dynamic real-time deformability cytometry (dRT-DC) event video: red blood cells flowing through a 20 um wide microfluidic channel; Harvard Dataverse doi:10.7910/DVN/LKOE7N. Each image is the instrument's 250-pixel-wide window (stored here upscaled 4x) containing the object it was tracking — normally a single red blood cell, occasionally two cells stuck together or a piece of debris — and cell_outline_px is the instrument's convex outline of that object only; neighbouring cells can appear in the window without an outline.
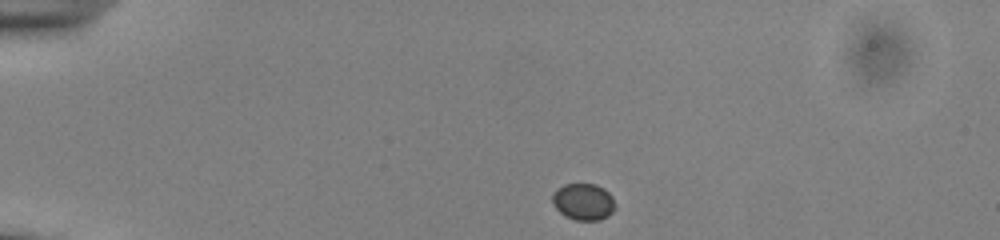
{"species": "common noctule bat (a hibernating species)", "species_latin": "Nyctalus noctula", "temperature_condition": "cold", "stored_images_in_passage": 43, "camera_frame_rate_fps": 3000, "um_per_image_px": 0.085, "animal": {"sex": "male", "body_mass_g": 13.0, "forearm_length_mm": 53.1}, "frame": {"image": 1, "passage_image": 1, "time_ms": 0.0, "image_size_px": [1000, 240], "cell_outline_px": [[616, 208], [608, 216], [600, 220], [576, 220], [564, 216], [556, 208], [552, 200], [552, 192], [556, 188], [564, 184], [596, 184], [604, 188], [612, 196], [616, 204]], "centroid_in_image_um": [49.6, 17.14], "position_along_channel_um": 35.4, "area_um2": 13.64}}
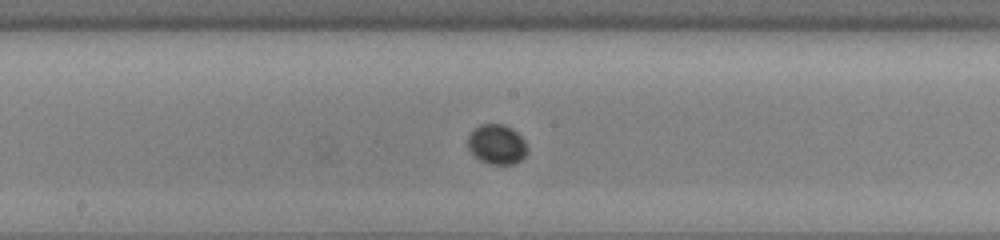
{"frame": {"image": 2, "passage_image": 19, "time_ms": 6.0, "image_size_px": [1000, 240], "cell_outline_px": [[528, 152], [516, 164], [488, 164], [480, 160], [468, 148], [468, 136], [472, 128], [480, 124], [504, 124], [512, 128], [528, 144]], "centroid_in_image_um": [42.24, 12.26], "position_along_channel_um": 206.0, "area_um2": 13.99}}
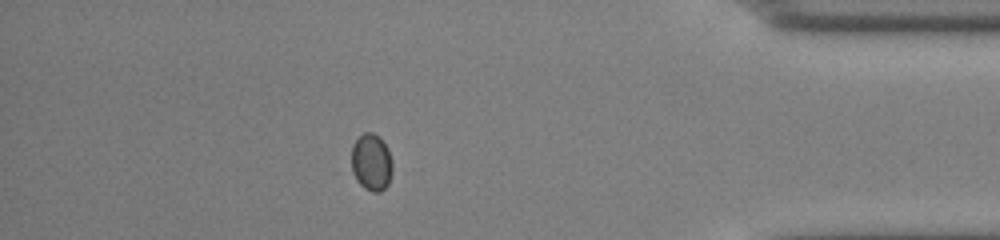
{"frame": {"image": 3, "passage_image": 37, "time_ms": 12.0, "image_size_px": [1000, 240], "cell_outline_px": [[392, 172], [388, 184], [380, 192], [372, 192], [364, 188], [356, 180], [352, 172], [352, 144], [364, 132], [372, 132], [380, 136], [388, 148], [392, 160]], "centroid_in_image_um": [31.58, 13.78], "position_along_channel_um": 403.6, "area_um2": 13.81}}